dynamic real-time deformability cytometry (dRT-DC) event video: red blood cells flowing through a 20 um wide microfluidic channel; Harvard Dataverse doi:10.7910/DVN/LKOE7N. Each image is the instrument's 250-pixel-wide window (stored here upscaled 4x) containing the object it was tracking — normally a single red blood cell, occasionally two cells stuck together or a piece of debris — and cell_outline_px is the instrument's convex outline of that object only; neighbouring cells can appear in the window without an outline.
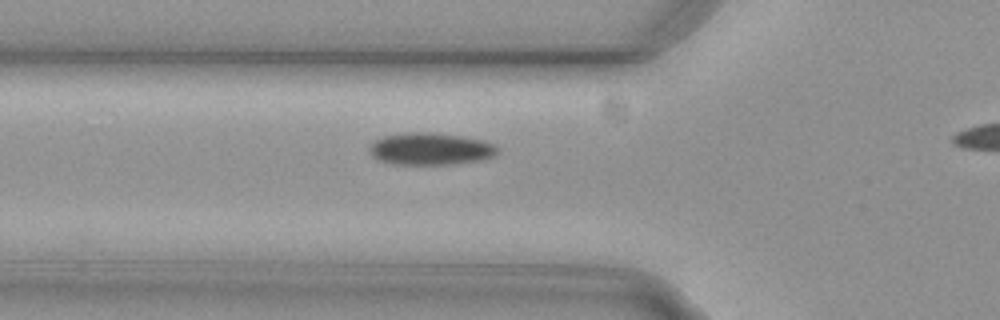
{"species": "common noctule bat (a hibernating species)", "species_latin": "Nyctalus noctula", "temperature_condition": "cold", "stored_images_in_passage": 28, "camera_frame_rate_fps": 3000, "um_per_image_px": 0.085, "animal": {"sex": "female", "body_mass_g": 29.2, "forearm_length_mm": 56.3}, "frame": {"image": 1, "passage_image": 2, "time_ms": 0.333, "image_size_px": [1000, 320], "cell_outline_px": [[500, 148], [496, 156], [480, 160], [456, 164], [392, 164], [380, 160], [372, 156], [368, 152], [368, 148], [376, 140], [384, 136], [408, 132], [428, 132], [460, 136], [484, 140], [496, 144]], "centroid_in_image_um": [36.64, 12.66], "position_along_channel_um": 89.2, "area_um2": 24.16}}
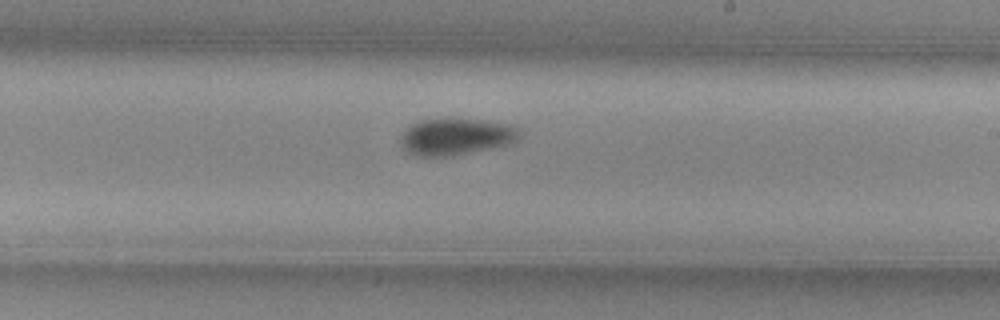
{"frame": {"image": 2, "passage_image": 15, "time_ms": 4.667, "image_size_px": [1000, 320], "cell_outline_px": [[520, 132], [516, 140], [508, 144], [492, 148], [452, 156], [416, 156], [408, 152], [400, 144], [400, 136], [412, 124], [420, 120], [448, 116], [480, 120], [504, 124], [520, 128]], "centroid_in_image_um": [38.71, 11.59], "position_along_channel_um": 250.3, "area_um2": 25.78}}
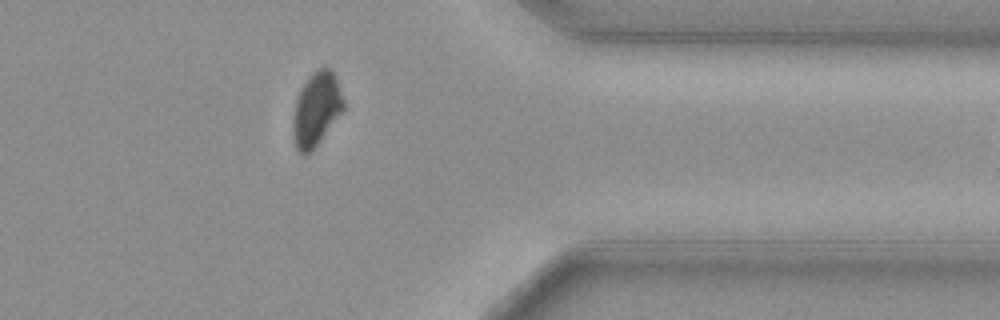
{"frame": {"image": 3, "passage_image": 27, "time_ms": 8.667, "image_size_px": [1000, 320], "cell_outline_px": [[344, 108], [320, 140], [304, 156], [296, 148], [292, 132], [292, 120], [296, 100], [308, 76], [316, 68], [332, 68], [336, 76], [344, 100]], "centroid_in_image_um": [26.88, 9.23], "position_along_channel_um": 384.5, "area_um2": 21.44}}